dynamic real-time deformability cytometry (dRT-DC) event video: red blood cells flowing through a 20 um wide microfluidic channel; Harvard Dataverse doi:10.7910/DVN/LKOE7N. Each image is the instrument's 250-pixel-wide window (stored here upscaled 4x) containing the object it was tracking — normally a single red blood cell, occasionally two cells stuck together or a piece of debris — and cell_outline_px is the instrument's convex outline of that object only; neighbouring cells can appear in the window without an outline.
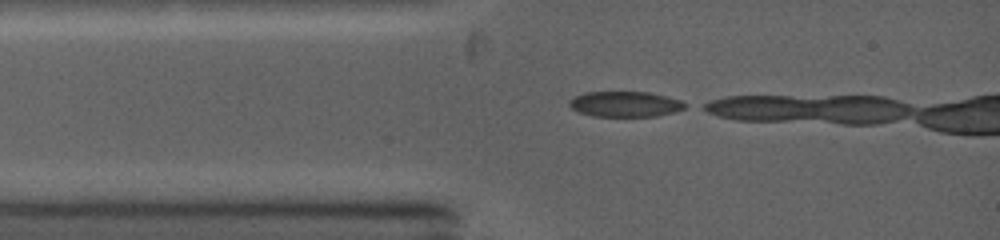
{"species": "common noctule bat (a hibernating species)", "species_latin": "Nyctalus noctula", "temperature_condition": "warm", "stored_images_in_passage": 4, "camera_frame_rate_fps": 5000, "um_per_image_px": 0.085, "animal": {"sex": "female", "body_mass_g": 19.0, "forearm_length_mm": 53.3}, "frame": {"image": 1, "passage_image": 1, "time_ms": 0.0, "image_size_px": [1000, 240], "cell_outline_px": [[688, 104], [684, 108], [676, 112], [656, 116], [592, 116], [580, 112], [572, 108], [568, 104], [568, 100], [584, 92], [648, 92], [680, 100]], "centroid_in_image_um": [53.13, 8.85], "position_along_channel_um": 31.9, "area_um2": 17.11}}